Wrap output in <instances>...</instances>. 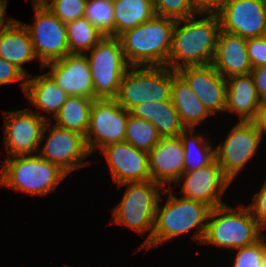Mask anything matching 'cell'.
Here are the masks:
<instances>
[{
  "label": "cell",
  "mask_w": 266,
  "mask_h": 267,
  "mask_svg": "<svg viewBox=\"0 0 266 267\" xmlns=\"http://www.w3.org/2000/svg\"><path fill=\"white\" fill-rule=\"evenodd\" d=\"M0 57L18 67L27 77L25 63L37 60L30 34L23 23L14 19L0 33Z\"/></svg>",
  "instance_id": "obj_23"
},
{
  "label": "cell",
  "mask_w": 266,
  "mask_h": 267,
  "mask_svg": "<svg viewBox=\"0 0 266 267\" xmlns=\"http://www.w3.org/2000/svg\"><path fill=\"white\" fill-rule=\"evenodd\" d=\"M253 202L247 207L262 230H266V181L258 192L253 195Z\"/></svg>",
  "instance_id": "obj_36"
},
{
  "label": "cell",
  "mask_w": 266,
  "mask_h": 267,
  "mask_svg": "<svg viewBox=\"0 0 266 267\" xmlns=\"http://www.w3.org/2000/svg\"><path fill=\"white\" fill-rule=\"evenodd\" d=\"M6 112V113H5ZM4 148L8 157L39 152L46 119L31 109L4 111Z\"/></svg>",
  "instance_id": "obj_13"
},
{
  "label": "cell",
  "mask_w": 266,
  "mask_h": 267,
  "mask_svg": "<svg viewBox=\"0 0 266 267\" xmlns=\"http://www.w3.org/2000/svg\"><path fill=\"white\" fill-rule=\"evenodd\" d=\"M67 175L59 166L38 154L7 157L0 172V187L6 186L31 196H45L54 191Z\"/></svg>",
  "instance_id": "obj_4"
},
{
  "label": "cell",
  "mask_w": 266,
  "mask_h": 267,
  "mask_svg": "<svg viewBox=\"0 0 266 267\" xmlns=\"http://www.w3.org/2000/svg\"><path fill=\"white\" fill-rule=\"evenodd\" d=\"M86 3L87 0H52L46 8L67 24L84 17Z\"/></svg>",
  "instance_id": "obj_34"
},
{
  "label": "cell",
  "mask_w": 266,
  "mask_h": 267,
  "mask_svg": "<svg viewBox=\"0 0 266 267\" xmlns=\"http://www.w3.org/2000/svg\"><path fill=\"white\" fill-rule=\"evenodd\" d=\"M93 99L78 96H68L66 102L53 118L56 126L76 131L86 136L89 128L90 109Z\"/></svg>",
  "instance_id": "obj_28"
},
{
  "label": "cell",
  "mask_w": 266,
  "mask_h": 267,
  "mask_svg": "<svg viewBox=\"0 0 266 267\" xmlns=\"http://www.w3.org/2000/svg\"><path fill=\"white\" fill-rule=\"evenodd\" d=\"M220 30L217 13L176 20L167 66L177 71L185 66L212 64Z\"/></svg>",
  "instance_id": "obj_1"
},
{
  "label": "cell",
  "mask_w": 266,
  "mask_h": 267,
  "mask_svg": "<svg viewBox=\"0 0 266 267\" xmlns=\"http://www.w3.org/2000/svg\"><path fill=\"white\" fill-rule=\"evenodd\" d=\"M227 81L225 111L239 116L238 121L252 122L262 102L251 74L232 76Z\"/></svg>",
  "instance_id": "obj_21"
},
{
  "label": "cell",
  "mask_w": 266,
  "mask_h": 267,
  "mask_svg": "<svg viewBox=\"0 0 266 267\" xmlns=\"http://www.w3.org/2000/svg\"><path fill=\"white\" fill-rule=\"evenodd\" d=\"M68 96L94 100L92 74L85 54H68L62 59L49 62L43 68Z\"/></svg>",
  "instance_id": "obj_18"
},
{
  "label": "cell",
  "mask_w": 266,
  "mask_h": 267,
  "mask_svg": "<svg viewBox=\"0 0 266 267\" xmlns=\"http://www.w3.org/2000/svg\"><path fill=\"white\" fill-rule=\"evenodd\" d=\"M261 37L266 41V26L263 29Z\"/></svg>",
  "instance_id": "obj_43"
},
{
  "label": "cell",
  "mask_w": 266,
  "mask_h": 267,
  "mask_svg": "<svg viewBox=\"0 0 266 267\" xmlns=\"http://www.w3.org/2000/svg\"><path fill=\"white\" fill-rule=\"evenodd\" d=\"M66 34L70 54H85L104 37V35L84 17L67 23Z\"/></svg>",
  "instance_id": "obj_29"
},
{
  "label": "cell",
  "mask_w": 266,
  "mask_h": 267,
  "mask_svg": "<svg viewBox=\"0 0 266 267\" xmlns=\"http://www.w3.org/2000/svg\"><path fill=\"white\" fill-rule=\"evenodd\" d=\"M129 111L114 98L95 99L90 109L89 128L85 136L90 154L105 146L125 141Z\"/></svg>",
  "instance_id": "obj_10"
},
{
  "label": "cell",
  "mask_w": 266,
  "mask_h": 267,
  "mask_svg": "<svg viewBox=\"0 0 266 267\" xmlns=\"http://www.w3.org/2000/svg\"><path fill=\"white\" fill-rule=\"evenodd\" d=\"M174 187L176 186L164 189L163 192L168 195L165 203L161 202L163 196H160L152 238L142 250L165 244L168 240L185 235L195 228L192 238L202 243L211 208L200 201L176 197Z\"/></svg>",
  "instance_id": "obj_2"
},
{
  "label": "cell",
  "mask_w": 266,
  "mask_h": 267,
  "mask_svg": "<svg viewBox=\"0 0 266 267\" xmlns=\"http://www.w3.org/2000/svg\"><path fill=\"white\" fill-rule=\"evenodd\" d=\"M261 142L253 122L238 121L229 130L224 142L215 147L216 161L231 181L255 156Z\"/></svg>",
  "instance_id": "obj_12"
},
{
  "label": "cell",
  "mask_w": 266,
  "mask_h": 267,
  "mask_svg": "<svg viewBox=\"0 0 266 267\" xmlns=\"http://www.w3.org/2000/svg\"><path fill=\"white\" fill-rule=\"evenodd\" d=\"M25 97L36 107V113L47 121H52L42 113L52 114V119L66 102L68 94L59 87L53 78L45 74L30 75L26 80Z\"/></svg>",
  "instance_id": "obj_22"
},
{
  "label": "cell",
  "mask_w": 266,
  "mask_h": 267,
  "mask_svg": "<svg viewBox=\"0 0 266 267\" xmlns=\"http://www.w3.org/2000/svg\"><path fill=\"white\" fill-rule=\"evenodd\" d=\"M129 114L152 123L161 137H177L185 129L172 101L142 102L132 107Z\"/></svg>",
  "instance_id": "obj_24"
},
{
  "label": "cell",
  "mask_w": 266,
  "mask_h": 267,
  "mask_svg": "<svg viewBox=\"0 0 266 267\" xmlns=\"http://www.w3.org/2000/svg\"><path fill=\"white\" fill-rule=\"evenodd\" d=\"M7 0H0V33L14 20V18L5 15ZM9 17V18H8Z\"/></svg>",
  "instance_id": "obj_41"
},
{
  "label": "cell",
  "mask_w": 266,
  "mask_h": 267,
  "mask_svg": "<svg viewBox=\"0 0 266 267\" xmlns=\"http://www.w3.org/2000/svg\"><path fill=\"white\" fill-rule=\"evenodd\" d=\"M256 91L262 100H266V65L253 68L250 72Z\"/></svg>",
  "instance_id": "obj_38"
},
{
  "label": "cell",
  "mask_w": 266,
  "mask_h": 267,
  "mask_svg": "<svg viewBox=\"0 0 266 267\" xmlns=\"http://www.w3.org/2000/svg\"><path fill=\"white\" fill-rule=\"evenodd\" d=\"M266 235L255 243L236 250L232 267H263L266 262Z\"/></svg>",
  "instance_id": "obj_32"
},
{
  "label": "cell",
  "mask_w": 266,
  "mask_h": 267,
  "mask_svg": "<svg viewBox=\"0 0 266 267\" xmlns=\"http://www.w3.org/2000/svg\"><path fill=\"white\" fill-rule=\"evenodd\" d=\"M195 128H185L179 135L184 149V173L209 166L216 160L215 148Z\"/></svg>",
  "instance_id": "obj_27"
},
{
  "label": "cell",
  "mask_w": 266,
  "mask_h": 267,
  "mask_svg": "<svg viewBox=\"0 0 266 267\" xmlns=\"http://www.w3.org/2000/svg\"><path fill=\"white\" fill-rule=\"evenodd\" d=\"M126 186L120 202L113 208L112 223L122 225L141 234L149 232L141 250L151 241L157 204L164 188L153 180L124 183Z\"/></svg>",
  "instance_id": "obj_6"
},
{
  "label": "cell",
  "mask_w": 266,
  "mask_h": 267,
  "mask_svg": "<svg viewBox=\"0 0 266 267\" xmlns=\"http://www.w3.org/2000/svg\"><path fill=\"white\" fill-rule=\"evenodd\" d=\"M217 14L221 30L246 39L261 37L266 26V0H225Z\"/></svg>",
  "instance_id": "obj_15"
},
{
  "label": "cell",
  "mask_w": 266,
  "mask_h": 267,
  "mask_svg": "<svg viewBox=\"0 0 266 267\" xmlns=\"http://www.w3.org/2000/svg\"><path fill=\"white\" fill-rule=\"evenodd\" d=\"M171 101L185 128H196L211 115L186 81L173 69Z\"/></svg>",
  "instance_id": "obj_25"
},
{
  "label": "cell",
  "mask_w": 266,
  "mask_h": 267,
  "mask_svg": "<svg viewBox=\"0 0 266 267\" xmlns=\"http://www.w3.org/2000/svg\"><path fill=\"white\" fill-rule=\"evenodd\" d=\"M176 20L155 15L122 33L123 54L129 66H167Z\"/></svg>",
  "instance_id": "obj_3"
},
{
  "label": "cell",
  "mask_w": 266,
  "mask_h": 267,
  "mask_svg": "<svg viewBox=\"0 0 266 267\" xmlns=\"http://www.w3.org/2000/svg\"><path fill=\"white\" fill-rule=\"evenodd\" d=\"M262 231L246 205L224 204L210 209L202 244L235 250L258 241Z\"/></svg>",
  "instance_id": "obj_5"
},
{
  "label": "cell",
  "mask_w": 266,
  "mask_h": 267,
  "mask_svg": "<svg viewBox=\"0 0 266 267\" xmlns=\"http://www.w3.org/2000/svg\"><path fill=\"white\" fill-rule=\"evenodd\" d=\"M225 0H191L198 13H217Z\"/></svg>",
  "instance_id": "obj_39"
},
{
  "label": "cell",
  "mask_w": 266,
  "mask_h": 267,
  "mask_svg": "<svg viewBox=\"0 0 266 267\" xmlns=\"http://www.w3.org/2000/svg\"><path fill=\"white\" fill-rule=\"evenodd\" d=\"M88 53V55H87ZM85 53L92 74L94 100L115 98L129 68L118 37L104 36Z\"/></svg>",
  "instance_id": "obj_8"
},
{
  "label": "cell",
  "mask_w": 266,
  "mask_h": 267,
  "mask_svg": "<svg viewBox=\"0 0 266 267\" xmlns=\"http://www.w3.org/2000/svg\"><path fill=\"white\" fill-rule=\"evenodd\" d=\"M84 18L89 20L104 36L114 37L113 0H87Z\"/></svg>",
  "instance_id": "obj_31"
},
{
  "label": "cell",
  "mask_w": 266,
  "mask_h": 267,
  "mask_svg": "<svg viewBox=\"0 0 266 267\" xmlns=\"http://www.w3.org/2000/svg\"><path fill=\"white\" fill-rule=\"evenodd\" d=\"M212 115L225 112L227 81L212 64L185 66L176 71Z\"/></svg>",
  "instance_id": "obj_17"
},
{
  "label": "cell",
  "mask_w": 266,
  "mask_h": 267,
  "mask_svg": "<svg viewBox=\"0 0 266 267\" xmlns=\"http://www.w3.org/2000/svg\"><path fill=\"white\" fill-rule=\"evenodd\" d=\"M151 180L165 188H172L184 173V149L180 136L161 137L148 153Z\"/></svg>",
  "instance_id": "obj_19"
},
{
  "label": "cell",
  "mask_w": 266,
  "mask_h": 267,
  "mask_svg": "<svg viewBox=\"0 0 266 267\" xmlns=\"http://www.w3.org/2000/svg\"><path fill=\"white\" fill-rule=\"evenodd\" d=\"M27 76L15 65L0 57V86L20 82L23 93Z\"/></svg>",
  "instance_id": "obj_35"
},
{
  "label": "cell",
  "mask_w": 266,
  "mask_h": 267,
  "mask_svg": "<svg viewBox=\"0 0 266 267\" xmlns=\"http://www.w3.org/2000/svg\"><path fill=\"white\" fill-rule=\"evenodd\" d=\"M33 6H47L52 0H32Z\"/></svg>",
  "instance_id": "obj_42"
},
{
  "label": "cell",
  "mask_w": 266,
  "mask_h": 267,
  "mask_svg": "<svg viewBox=\"0 0 266 267\" xmlns=\"http://www.w3.org/2000/svg\"><path fill=\"white\" fill-rule=\"evenodd\" d=\"M153 2L157 16L181 20L194 15H201V17L204 15L193 8L191 0H153Z\"/></svg>",
  "instance_id": "obj_33"
},
{
  "label": "cell",
  "mask_w": 266,
  "mask_h": 267,
  "mask_svg": "<svg viewBox=\"0 0 266 267\" xmlns=\"http://www.w3.org/2000/svg\"><path fill=\"white\" fill-rule=\"evenodd\" d=\"M247 52L252 69L266 65V41L262 37L248 38Z\"/></svg>",
  "instance_id": "obj_37"
},
{
  "label": "cell",
  "mask_w": 266,
  "mask_h": 267,
  "mask_svg": "<svg viewBox=\"0 0 266 267\" xmlns=\"http://www.w3.org/2000/svg\"><path fill=\"white\" fill-rule=\"evenodd\" d=\"M51 123L47 121L45 124L39 146V151H41L37 154L59 166L68 175L84 165L87 166L83 160L91 154L86 145L85 136ZM44 139L46 141L42 146Z\"/></svg>",
  "instance_id": "obj_9"
},
{
  "label": "cell",
  "mask_w": 266,
  "mask_h": 267,
  "mask_svg": "<svg viewBox=\"0 0 266 267\" xmlns=\"http://www.w3.org/2000/svg\"><path fill=\"white\" fill-rule=\"evenodd\" d=\"M35 24H24L27 28L34 52L43 66L70 54L66 34V24L46 6H33Z\"/></svg>",
  "instance_id": "obj_11"
},
{
  "label": "cell",
  "mask_w": 266,
  "mask_h": 267,
  "mask_svg": "<svg viewBox=\"0 0 266 267\" xmlns=\"http://www.w3.org/2000/svg\"><path fill=\"white\" fill-rule=\"evenodd\" d=\"M212 65L225 79L249 74L252 66L247 52V39L220 30Z\"/></svg>",
  "instance_id": "obj_20"
},
{
  "label": "cell",
  "mask_w": 266,
  "mask_h": 267,
  "mask_svg": "<svg viewBox=\"0 0 266 267\" xmlns=\"http://www.w3.org/2000/svg\"><path fill=\"white\" fill-rule=\"evenodd\" d=\"M114 37L149 21L156 14L153 0H113Z\"/></svg>",
  "instance_id": "obj_26"
},
{
  "label": "cell",
  "mask_w": 266,
  "mask_h": 267,
  "mask_svg": "<svg viewBox=\"0 0 266 267\" xmlns=\"http://www.w3.org/2000/svg\"><path fill=\"white\" fill-rule=\"evenodd\" d=\"M180 181L181 197L203 202L211 209L226 204L223 194L232 182L216 160L199 170L183 173L176 184Z\"/></svg>",
  "instance_id": "obj_14"
},
{
  "label": "cell",
  "mask_w": 266,
  "mask_h": 267,
  "mask_svg": "<svg viewBox=\"0 0 266 267\" xmlns=\"http://www.w3.org/2000/svg\"><path fill=\"white\" fill-rule=\"evenodd\" d=\"M171 85L168 66H129L114 99L127 111L146 101H171Z\"/></svg>",
  "instance_id": "obj_7"
},
{
  "label": "cell",
  "mask_w": 266,
  "mask_h": 267,
  "mask_svg": "<svg viewBox=\"0 0 266 267\" xmlns=\"http://www.w3.org/2000/svg\"><path fill=\"white\" fill-rule=\"evenodd\" d=\"M117 185L151 180L148 152L126 141L112 143L100 150Z\"/></svg>",
  "instance_id": "obj_16"
},
{
  "label": "cell",
  "mask_w": 266,
  "mask_h": 267,
  "mask_svg": "<svg viewBox=\"0 0 266 267\" xmlns=\"http://www.w3.org/2000/svg\"><path fill=\"white\" fill-rule=\"evenodd\" d=\"M161 139L156 127L149 121L129 114L125 141L135 148L150 152Z\"/></svg>",
  "instance_id": "obj_30"
},
{
  "label": "cell",
  "mask_w": 266,
  "mask_h": 267,
  "mask_svg": "<svg viewBox=\"0 0 266 267\" xmlns=\"http://www.w3.org/2000/svg\"><path fill=\"white\" fill-rule=\"evenodd\" d=\"M258 129L261 140L266 135V100H262L255 119L252 121Z\"/></svg>",
  "instance_id": "obj_40"
}]
</instances>
